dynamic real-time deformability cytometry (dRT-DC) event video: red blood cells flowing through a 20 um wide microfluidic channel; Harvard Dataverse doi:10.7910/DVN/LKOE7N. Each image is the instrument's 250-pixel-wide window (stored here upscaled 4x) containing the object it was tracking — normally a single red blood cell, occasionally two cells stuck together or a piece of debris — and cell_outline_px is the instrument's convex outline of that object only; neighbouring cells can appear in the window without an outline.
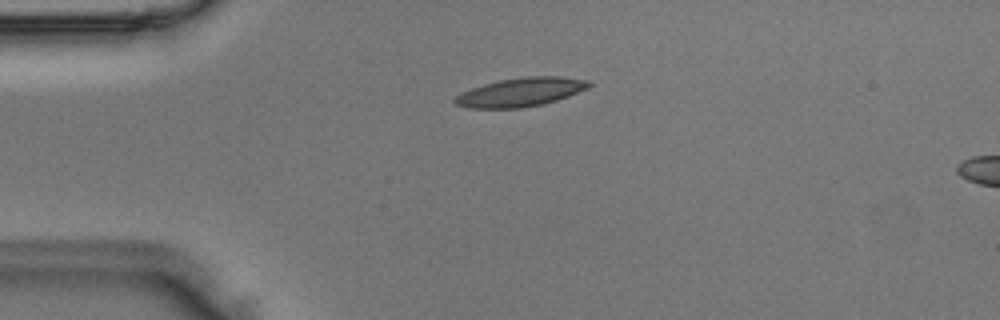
{"species": "Egyptian fruit bat (a non-hibernating species)", "species_latin": "Rousettus aegyptiacus", "temperature_condition": "room temperature", "stored_images_in_passage": 3, "camera_frame_rate_fps": 3000, "um_per_image_px": 0.085, "animal": {"sex": "male"}, "frame": {"image": 1, "passage_image": 2, "time_ms": 0.333, "image_size_px": [1000, 320], "cell_outline_px": [[592, 84], [588, 88], [568, 96], [556, 100], [540, 104], [520, 108], [468, 108], [456, 104], [452, 100], [460, 92], [484, 84], [500, 80], [528, 76], [560, 76], [592, 80]], "centroid_in_image_um": [44.27, 7.82], "position_along_channel_um": 40.7, "area_um2": 22.43}}